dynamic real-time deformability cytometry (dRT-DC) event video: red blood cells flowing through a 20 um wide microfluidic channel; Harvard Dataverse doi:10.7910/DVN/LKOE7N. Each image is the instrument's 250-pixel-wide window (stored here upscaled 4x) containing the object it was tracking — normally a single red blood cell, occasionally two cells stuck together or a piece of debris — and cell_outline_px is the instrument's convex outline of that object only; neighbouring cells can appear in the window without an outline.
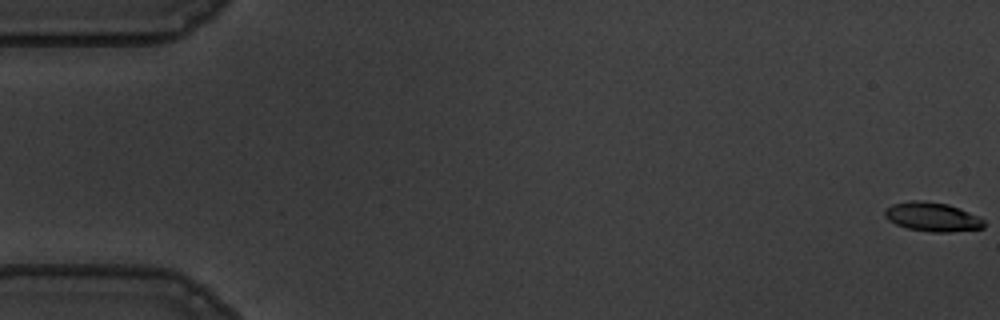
{"species": "common noctule bat (a hibernating species)", "species_latin": "Nyctalus noctula", "temperature_condition": "warm", "stored_images_in_passage": 17, "camera_frame_rate_fps": 3000, "um_per_image_px": 0.085, "animal": {"sex": "male", "body_mass_g": 19.5, "forearm_length_mm": 54.6}, "frame": {"image": 1, "passage_image": 1, "time_ms": 0.0, "image_size_px": [1000, 320], "cell_outline_px": [[984, 228], [952, 232], [932, 232], [908, 228], [896, 224], [888, 220], [884, 216], [884, 208], [892, 204], [912, 200], [924, 200], [948, 204], [960, 208], [980, 216], [984, 220]], "centroid_in_image_um": [79.26, 18.42], "position_along_channel_um": 5.7, "area_um2": 17.05}}
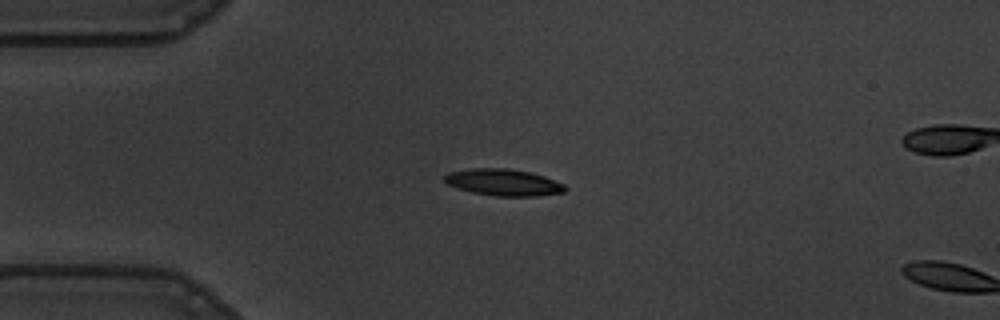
{"frame": {"image": 2, "passage_image": 15, "time_ms": 4.667, "image_size_px": [1000, 320], "cell_outline_px": [[568, 188], [564, 192], [536, 196], [496, 196], [472, 192], [456, 188], [448, 184], [444, 180], [444, 176], [448, 172], [468, 168], [508, 168], [528, 172], [544, 176], [564, 184]], "centroid_in_image_um": [42.77, 15.5], "position_along_channel_um": 42.2, "area_um2": 18.79}}